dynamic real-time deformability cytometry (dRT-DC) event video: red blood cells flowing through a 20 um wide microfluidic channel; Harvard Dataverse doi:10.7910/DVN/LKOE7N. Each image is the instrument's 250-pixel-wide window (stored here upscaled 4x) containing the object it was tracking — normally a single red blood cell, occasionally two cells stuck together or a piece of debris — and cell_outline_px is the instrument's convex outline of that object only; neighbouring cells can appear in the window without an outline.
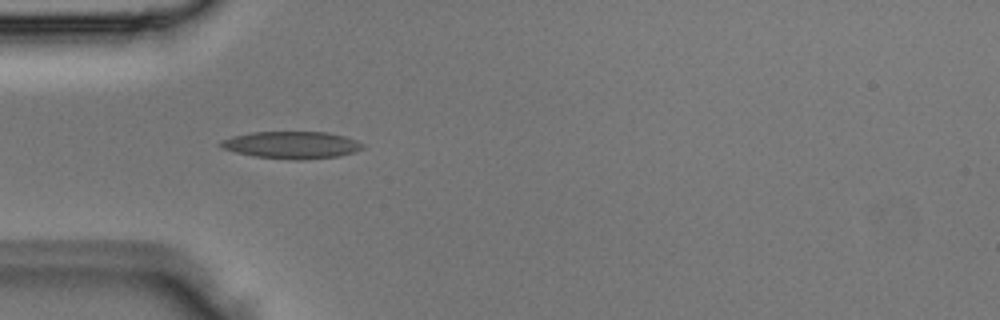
{"species": "Egyptian fruit bat (a non-hibernating species)", "species_latin": "Rousettus aegyptiacus", "temperature_condition": "room temperature", "stored_images_in_passage": 4, "camera_frame_rate_fps": 3000, "um_per_image_px": 0.085, "animal": {"sex": "male"}, "frame": {"image": 1, "passage_image": 4, "time_ms": 1.0, "image_size_px": [1000, 320], "cell_outline_px": [[364, 148], [340, 156], [300, 160], [292, 160], [256, 156], [236, 152], [220, 148], [216, 144], [220, 140], [232, 136], [252, 132], [328, 132], [344, 136], [356, 140], [364, 144]], "centroid_in_image_um": [24.76, 12.32], "position_along_channel_um": 60.2, "area_um2": 22.6}}